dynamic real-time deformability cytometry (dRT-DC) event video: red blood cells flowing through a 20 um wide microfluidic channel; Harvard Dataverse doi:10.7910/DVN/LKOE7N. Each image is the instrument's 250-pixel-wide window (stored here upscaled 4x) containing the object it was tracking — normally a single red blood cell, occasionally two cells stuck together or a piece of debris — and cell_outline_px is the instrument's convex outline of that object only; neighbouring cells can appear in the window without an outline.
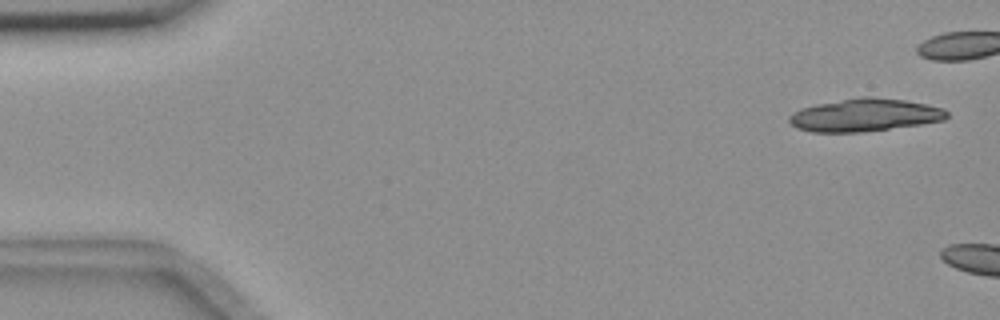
{"species": "common noctule bat (a hibernating species)", "species_latin": "Nyctalus noctula", "temperature_condition": "room temperature", "stored_images_in_passage": 9, "camera_frame_rate_fps": 3000, "um_per_image_px": 0.085, "animal": {"sex": "female", "body_mass_g": 18.4}, "frame": {"image": 1, "passage_image": 2, "time_ms": 0.333, "image_size_px": [1000, 320], "cell_outline_px": [[948, 116], [944, 120], [920, 124], [860, 132], [812, 132], [796, 128], [788, 120], [788, 116], [792, 112], [800, 108], [816, 104], [860, 96], [872, 96], [904, 100], [944, 108], [948, 112]], "centroid_in_image_um": [73.46, 9.77], "position_along_channel_um": 11.5, "area_um2": 30.11}}